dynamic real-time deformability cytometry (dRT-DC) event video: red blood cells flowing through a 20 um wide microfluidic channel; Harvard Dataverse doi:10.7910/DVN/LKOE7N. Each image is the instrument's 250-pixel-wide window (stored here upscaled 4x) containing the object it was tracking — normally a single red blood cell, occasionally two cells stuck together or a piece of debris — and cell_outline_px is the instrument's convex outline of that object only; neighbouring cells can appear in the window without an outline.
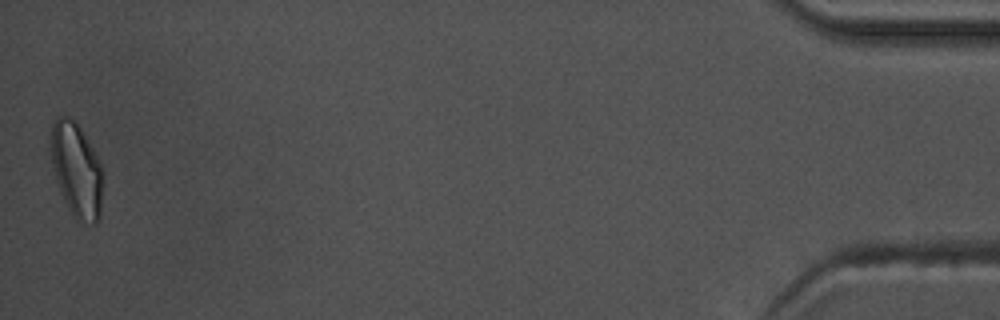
{"species": "common noctule bat (a hibernating species)", "species_latin": "Nyctalus noctula", "temperature_condition": "warm", "stored_images_in_passage": 43, "camera_frame_rate_fps": 3000, "um_per_image_px": 0.085, "animal": {"sex": "male", "body_mass_g": 17.5, "forearm_length_mm": 52.3}, "frame": {"image": 1, "passage_image": 43, "time_ms": 14.0, "image_size_px": [1000, 320], "cell_outline_px": [[100, 216], [96, 224], [80, 224], [76, 220], [68, 208], [60, 192], [52, 164], [52, 124], [56, 116], [68, 116], [80, 128], [92, 148], [100, 164]], "centroid_in_image_um": [6.48, 14.5], "position_along_channel_um": 428.7, "area_um2": 27.8}, "authors_computed_cell_mechanics": {"area_um2": 20.5768, "velocity_mm_per_s": 3.7308, "shape_relaxation_time_tau1_ms": null, "shape_relaxation_time_tau2_ms": 2.3022, "deformation_change_tau1": null, "deformation_change_tau2": 0.0979}}